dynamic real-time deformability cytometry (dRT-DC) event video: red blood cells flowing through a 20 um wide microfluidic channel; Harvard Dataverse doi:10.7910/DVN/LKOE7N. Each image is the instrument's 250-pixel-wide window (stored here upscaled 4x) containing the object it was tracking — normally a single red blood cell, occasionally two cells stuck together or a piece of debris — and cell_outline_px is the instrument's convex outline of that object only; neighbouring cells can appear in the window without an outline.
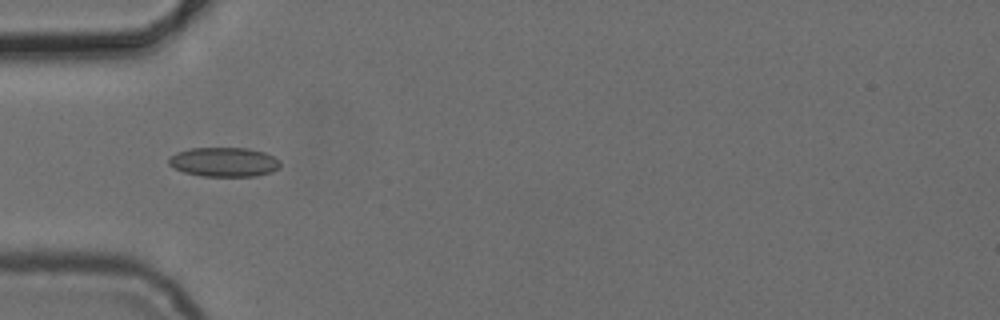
{"species": "common noctule bat (a hibernating species)", "species_latin": "Nyctalus noctula", "temperature_condition": "cold", "stored_images_in_passage": 6, "camera_frame_rate_fps": 3000, "um_per_image_px": 0.085, "animal": {"sex": "female", "body_mass_g": 24.6, "forearm_length_mm": 56.2}, "frame": {"image": 1, "passage_image": 5, "time_ms": 4.667, "image_size_px": [1000, 320], "cell_outline_px": [[280, 168], [272, 172], [256, 176], [200, 176], [184, 172], [168, 164], [168, 160], [176, 152], [192, 148], [248, 148], [264, 152], [280, 160]], "centroid_in_image_um": [19.07, 13.77], "position_along_channel_um": 65.9, "area_um2": 19.07}}
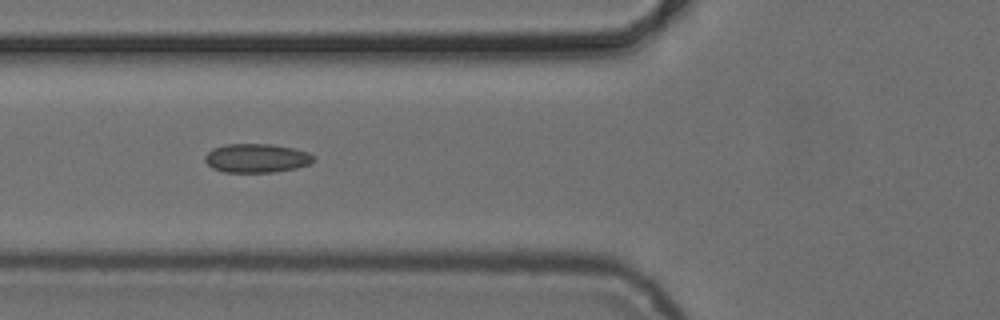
{"frame": {"image": 2, "passage_image": 6, "time_ms": 5.667, "image_size_px": [1000, 320], "cell_outline_px": [[316, 160], [308, 164], [296, 168], [272, 172], [224, 172], [212, 168], [204, 160], [204, 156], [212, 148], [224, 144], [272, 144], [292, 148], [308, 152]], "centroid_in_image_um": [21.77, 13.44], "position_along_channel_um": 104.0, "area_um2": 18.26}}